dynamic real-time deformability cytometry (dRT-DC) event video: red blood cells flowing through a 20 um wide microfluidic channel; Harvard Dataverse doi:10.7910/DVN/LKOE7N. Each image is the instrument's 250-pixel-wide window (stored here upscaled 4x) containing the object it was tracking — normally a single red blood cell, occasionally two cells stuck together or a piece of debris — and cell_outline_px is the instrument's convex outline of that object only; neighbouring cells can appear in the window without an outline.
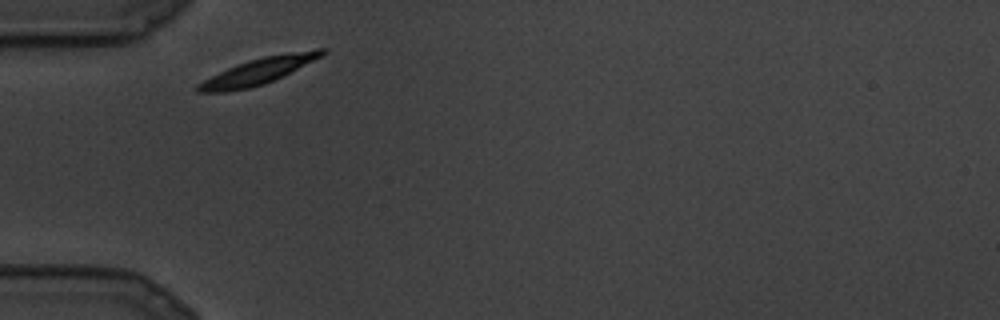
{"species": "common noctule bat (a hibernating species)", "species_latin": "Nyctalus noctula", "temperature_condition": "cold", "stored_images_in_passage": 16, "camera_frame_rate_fps": 3000, "um_per_image_px": 0.085, "animal": {"sex": "male", "body_mass_g": 19.5, "forearm_length_mm": 54.6}, "frame": {"image": 1, "passage_image": 1, "time_ms": 0.0, "image_size_px": [1000, 320], "cell_outline_px": [[328, 52], [324, 56], [264, 84], [248, 88], [224, 92], [196, 92], [196, 84], [228, 68], [248, 60], [264, 56], [288, 52], [316, 48], [328, 48]], "centroid_in_image_um": [22.03, 6.02], "position_along_channel_um": 63.0, "area_um2": 18.9}}
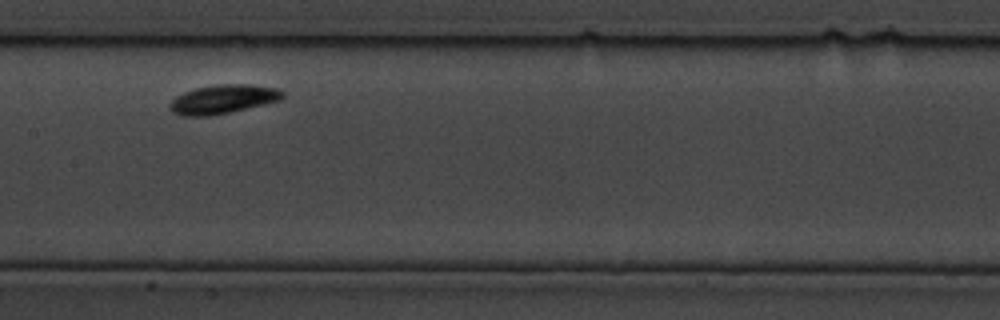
{"frame": {"image": 2, "passage_image": 7, "time_ms": 2.0, "image_size_px": [1000, 320], "cell_outline_px": [[284, 96], [280, 100], [264, 104], [228, 112], [208, 116], [184, 116], [172, 112], [168, 108], [168, 104], [176, 96], [184, 92], [196, 88], [220, 84], [252, 84], [276, 88], [284, 92]], "centroid_in_image_um": [18.93, 8.43], "position_along_channel_um": 188.5, "area_um2": 18.9}}
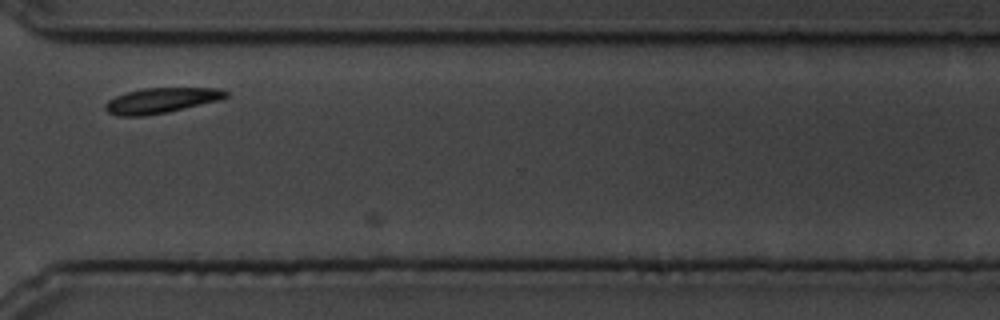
{"frame": {"image": 3, "passage_image": 14, "time_ms": 4.333, "image_size_px": [1000, 320], "cell_outline_px": [[228, 96], [220, 100], [168, 112], [144, 116], [116, 116], [108, 112], [104, 108], [104, 104], [108, 100], [116, 96], [128, 92], [144, 88], [224, 88], [228, 92]], "centroid_in_image_um": [13.71, 8.54], "position_along_channel_um": 356.9, "area_um2": 17.86}}